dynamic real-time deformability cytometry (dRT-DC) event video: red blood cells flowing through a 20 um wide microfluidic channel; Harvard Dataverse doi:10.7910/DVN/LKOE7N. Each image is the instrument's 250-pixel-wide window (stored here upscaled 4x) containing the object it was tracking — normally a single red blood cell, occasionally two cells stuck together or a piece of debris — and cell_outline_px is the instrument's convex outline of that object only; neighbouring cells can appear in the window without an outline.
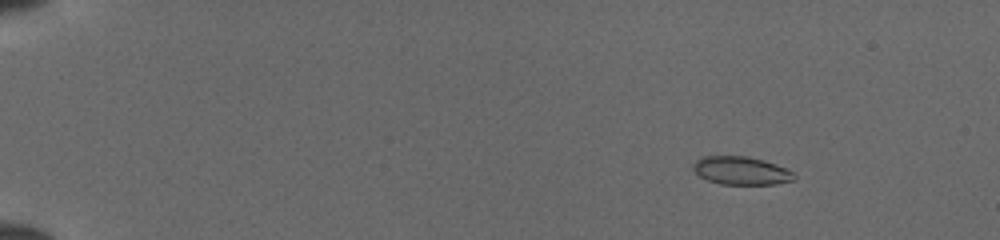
{"species": "common noctule bat (a hibernating species)", "species_latin": "Nyctalus noctula", "temperature_condition": "cold", "stored_images_in_passage": 44, "camera_frame_rate_fps": 3000, "um_per_image_px": 0.085, "animal": {"sex": "female", "body_mass_g": 19.5, "forearm_length_mm": 54.1}, "frame": {"image": 1, "passage_image": 1, "time_ms": 0.0, "image_size_px": [1000, 240], "cell_outline_px": [[796, 180], [776, 184], [720, 184], [708, 180], [700, 176], [692, 168], [692, 164], [696, 160], [704, 156], [748, 156], [764, 160], [776, 164], [792, 172], [796, 176]], "centroid_in_image_um": [63.0, 14.5], "position_along_channel_um": 22.0, "area_um2": 16.59}}
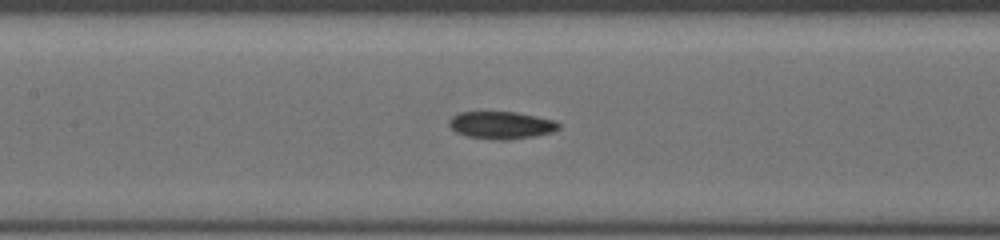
{"frame": {"image": 2, "passage_image": 20, "time_ms": 6.333, "image_size_px": [1000, 240], "cell_outline_px": [[560, 128], [552, 132], [536, 136], [508, 140], [500, 140], [468, 136], [456, 132], [448, 124], [448, 120], [452, 116], [460, 112], [516, 112], [556, 120], [560, 124]], "centroid_in_image_um": [42.63, 10.63], "position_along_channel_um": 164.8, "area_um2": 17.57}}
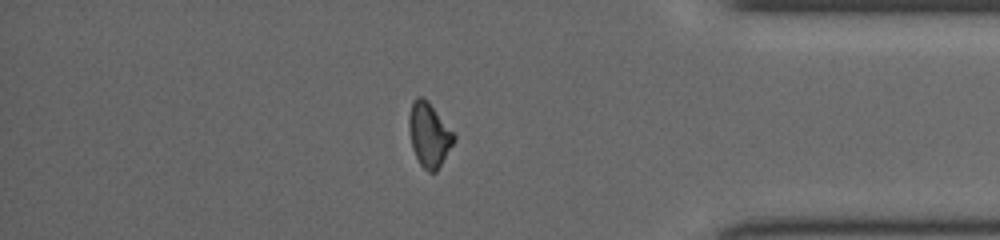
{"frame": {"image": 3, "passage_image": 38, "time_ms": 12.333, "image_size_px": [1000, 240], "cell_outline_px": [[456, 140], [436, 172], [428, 172], [420, 164], [412, 148], [408, 124], [408, 116], [412, 100], [420, 96], [428, 100], [456, 136]], "centroid_in_image_um": [36.47, 11.44], "position_along_channel_um": 398.7, "area_um2": 16.82}}